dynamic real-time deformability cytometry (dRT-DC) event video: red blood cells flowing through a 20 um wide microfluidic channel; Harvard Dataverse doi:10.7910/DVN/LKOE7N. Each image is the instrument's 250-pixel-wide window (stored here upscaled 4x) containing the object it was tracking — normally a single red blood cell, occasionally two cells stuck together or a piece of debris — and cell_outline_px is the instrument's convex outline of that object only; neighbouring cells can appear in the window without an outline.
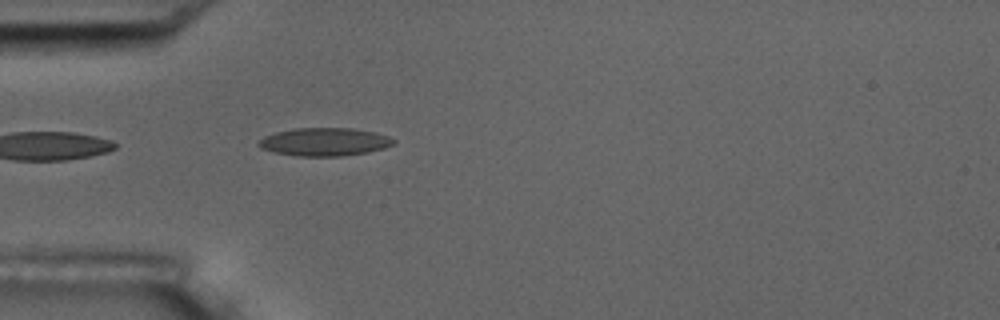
{"species": "common noctule bat (a hibernating species)", "species_latin": "Nyctalus noctula", "temperature_condition": "room temperature", "stored_images_in_passage": 40, "camera_frame_rate_fps": 3000, "um_per_image_px": 0.085, "animal": {"sex": "male", "body_mass_g": 17.5, "forearm_length_mm": 52.3}, "frame": {"image": 1, "passage_image": 1, "time_ms": 0.0, "image_size_px": [1000, 320], "cell_outline_px": [[396, 140], [392, 144], [384, 148], [368, 152], [340, 156], [296, 156], [276, 152], [260, 148], [256, 144], [264, 136], [276, 132], [296, 128], [352, 128], [376, 132], [388, 136]], "centroid_in_image_um": [27.58, 12.05], "position_along_channel_um": 57.4, "area_um2": 22.02}}
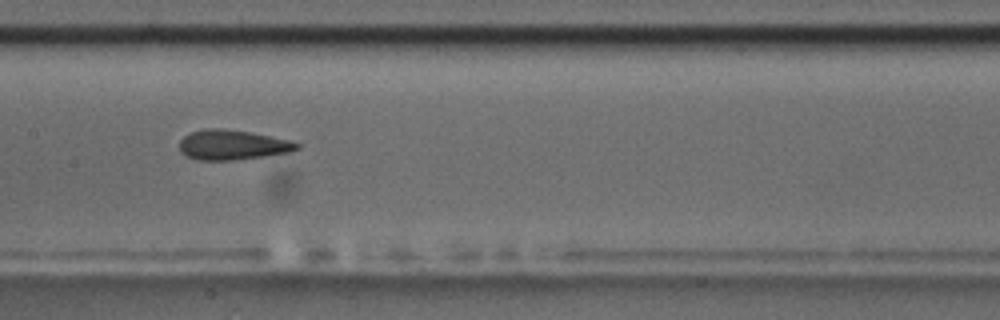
{"frame": {"image": 2, "passage_image": 12, "time_ms": 3.667, "image_size_px": [1000, 320], "cell_outline_px": [[300, 148], [292, 152], [264, 156], [232, 160], [196, 160], [180, 152], [180, 140], [184, 136], [192, 132], [204, 128], [224, 128], [248, 132], [292, 140], [300, 144]], "centroid_in_image_um": [19.78, 12.31], "position_along_channel_um": 187.6, "area_um2": 20.52}, "authors_computed_cell_mechanics": {"area_um2": 20.5479, "velocity_mm_per_s": 3.6686, "shape_relaxation_time_tau1_ms": null, "shape_relaxation_time_tau2_ms": 2.5097, "deformation_change_tau1": null, "deformation_change_tau2": 0.0956}}